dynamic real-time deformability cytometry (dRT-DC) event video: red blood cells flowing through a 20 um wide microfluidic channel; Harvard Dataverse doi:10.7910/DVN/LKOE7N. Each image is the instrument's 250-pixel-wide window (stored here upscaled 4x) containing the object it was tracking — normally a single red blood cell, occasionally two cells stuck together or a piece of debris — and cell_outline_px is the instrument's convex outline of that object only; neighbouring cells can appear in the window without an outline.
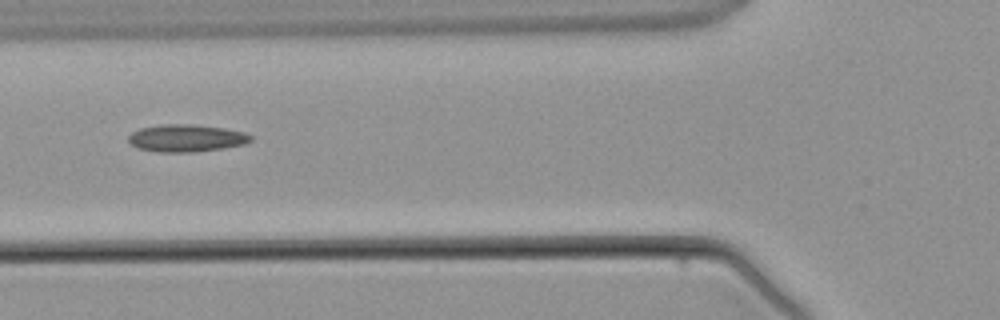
{"species": "common noctule bat (a hibernating species)", "species_latin": "Nyctalus noctula", "temperature_condition": "warm", "stored_images_in_passage": 3, "camera_frame_rate_fps": 3000, "um_per_image_px": 0.085, "animal": {"sex": "male", "body_mass_g": 21.5, "forearm_length_mm": 52.0}, "frame": {"image": 1, "passage_image": 2, "time_ms": 1.333, "image_size_px": [1000, 320], "cell_outline_px": [[252, 140], [244, 144], [196, 152], [156, 152], [136, 148], [128, 140], [128, 136], [132, 132], [140, 128], [160, 124], [192, 124], [224, 128], [244, 132], [252, 136]], "centroid_in_image_um": [15.8, 11.74], "position_along_channel_um": 110.0, "area_um2": 19.54}}